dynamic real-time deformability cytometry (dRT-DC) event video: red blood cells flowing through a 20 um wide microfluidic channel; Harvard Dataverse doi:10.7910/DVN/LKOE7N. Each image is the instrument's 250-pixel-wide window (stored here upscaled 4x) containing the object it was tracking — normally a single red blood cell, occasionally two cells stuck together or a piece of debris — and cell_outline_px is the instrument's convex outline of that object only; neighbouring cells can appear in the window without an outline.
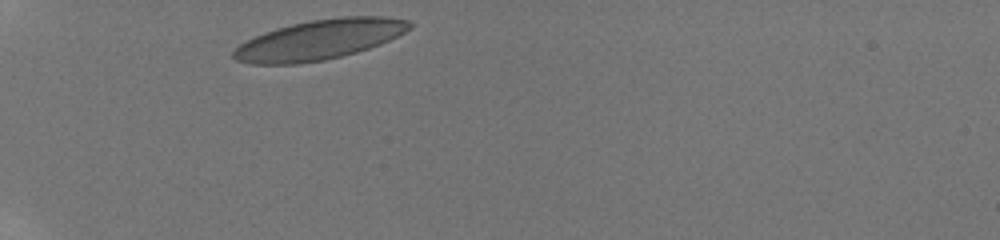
{"species": "human", "species_latin": "Homo sapiens", "temperature_condition": "room temperature", "stored_images_in_passage": 31, "camera_frame_rate_fps": 3000, "um_per_image_px": 0.085, "donor": {"sex": "male"}, "frame": {"image": 1, "passage_image": 1, "time_ms": 0.0, "image_size_px": [1000, 240], "cell_outline_px": [[412, 28], [380, 44], [356, 52], [324, 60], [300, 64], [252, 64], [236, 60], [232, 56], [232, 52], [240, 44], [264, 32], [276, 28], [308, 20], [340, 16], [388, 16], [408, 20], [412, 24]], "centroid_in_image_um": [27.15, 3.36], "position_along_channel_um": 57.8, "area_um2": 40.92}}
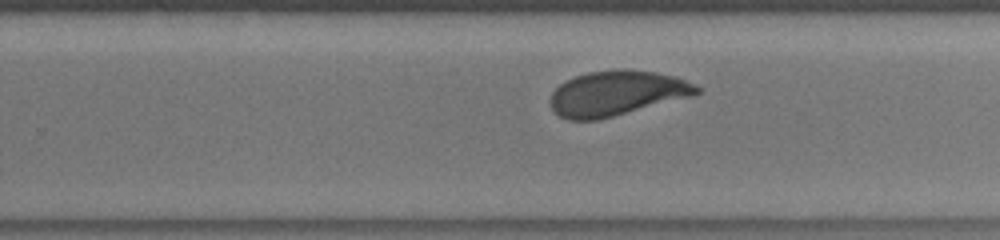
{"frame": {"image": 2, "passage_image": 20, "time_ms": 6.333, "image_size_px": [1000, 240], "cell_outline_px": [[700, 92], [692, 96], [596, 120], [568, 120], [552, 112], [552, 92], [560, 84], [576, 76], [588, 72], [620, 68], [628, 68], [656, 72], [672, 76], [696, 84], [700, 88]], "centroid_in_image_um": [52.42, 7.91], "position_along_channel_um": 277.4, "area_um2": 38.09}}
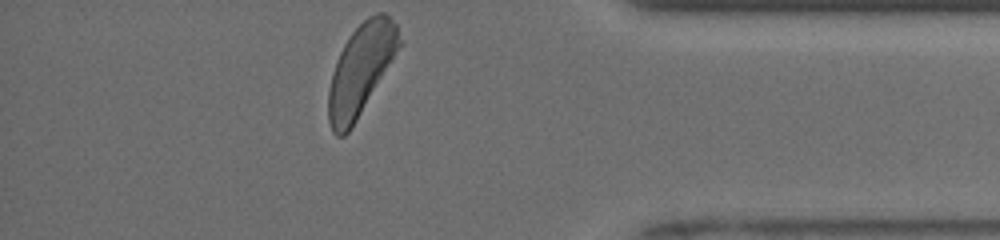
{"frame": {"image": 3, "passage_image": 31, "time_ms": 10.0, "image_size_px": [1000, 240], "cell_outline_px": [[400, 44], [352, 128], [344, 136], [336, 136], [332, 132], [328, 120], [328, 92], [332, 72], [340, 52], [344, 44], [352, 32], [368, 16], [376, 12], [384, 12], [396, 24], [400, 40]], "centroid_in_image_um": [30.62, 5.94], "position_along_channel_um": 404.6, "area_um2": 36.53}, "authors_computed_cell_mechanics": {"area_um2": 38.7838, "velocity_mm_per_s": 3.9312, "shape_relaxation_time_tau1_ms": 2.5812, "shape_relaxation_time_tau2_ms": 0.7111, "deformation_change_tau1": 0.1192, "deformation_change_tau2": 0.057}}